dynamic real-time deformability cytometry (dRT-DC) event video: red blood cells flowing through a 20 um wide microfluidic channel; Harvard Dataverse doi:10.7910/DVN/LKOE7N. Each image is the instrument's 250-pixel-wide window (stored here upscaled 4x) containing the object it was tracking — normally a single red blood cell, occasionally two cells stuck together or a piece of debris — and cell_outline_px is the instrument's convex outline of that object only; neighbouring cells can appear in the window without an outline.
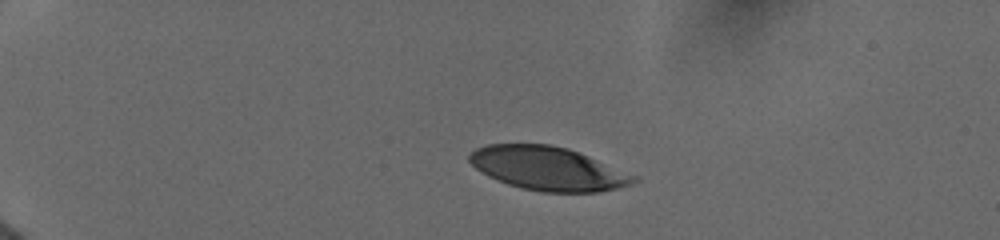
{"species": "human", "species_latin": "Homo sapiens", "temperature_condition": "cold", "stored_images_in_passage": 21, "camera_frame_rate_fps": 3000, "um_per_image_px": 0.085, "donor": {"sex": "female"}, "frame": {"image": 1, "passage_image": 3, "time_ms": 2.0, "image_size_px": [1000, 240], "cell_outline_px": [[640, 180], [616, 188], [596, 192], [544, 192], [524, 188], [508, 184], [488, 176], [476, 168], [468, 160], [468, 156], [476, 148], [488, 144], [548, 144], [568, 148], [580, 152], [636, 176]], "centroid_in_image_um": [46.56, 14.31], "position_along_channel_um": 38.4, "area_um2": 41.38}}
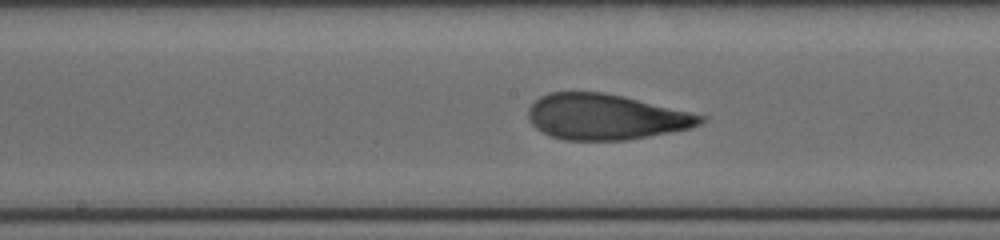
{"frame": {"image": 2, "passage_image": 13, "time_ms": 8.0, "image_size_px": [1000, 240], "cell_outline_px": [[708, 116], [700, 124], [692, 128], [628, 140], [564, 140], [540, 132], [528, 120], [528, 108], [540, 96], [548, 92], [604, 92], [624, 96]], "centroid_in_image_um": [51.48, 9.93], "position_along_channel_um": 196.7, "area_um2": 46.01}}
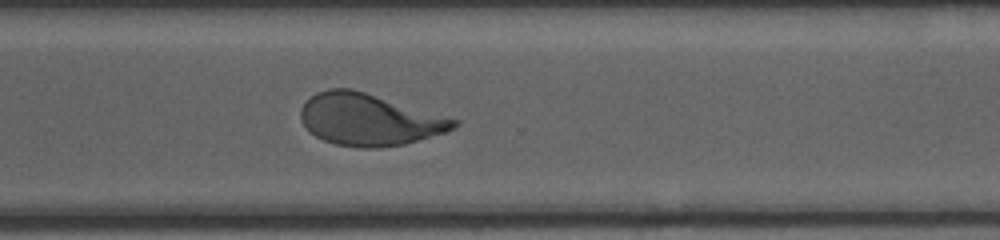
{"frame": {"image": 3, "passage_image": 21, "time_ms": 11.667, "image_size_px": [1000, 240], "cell_outline_px": [[460, 124], [444, 132], [404, 144], [376, 148], [360, 148], [336, 144], [324, 140], [316, 136], [304, 124], [300, 116], [300, 108], [316, 92], [328, 88], [352, 88], [460, 120]], "centroid_in_image_um": [31.37, 10.15], "position_along_channel_um": 339.2, "area_um2": 45.89}}